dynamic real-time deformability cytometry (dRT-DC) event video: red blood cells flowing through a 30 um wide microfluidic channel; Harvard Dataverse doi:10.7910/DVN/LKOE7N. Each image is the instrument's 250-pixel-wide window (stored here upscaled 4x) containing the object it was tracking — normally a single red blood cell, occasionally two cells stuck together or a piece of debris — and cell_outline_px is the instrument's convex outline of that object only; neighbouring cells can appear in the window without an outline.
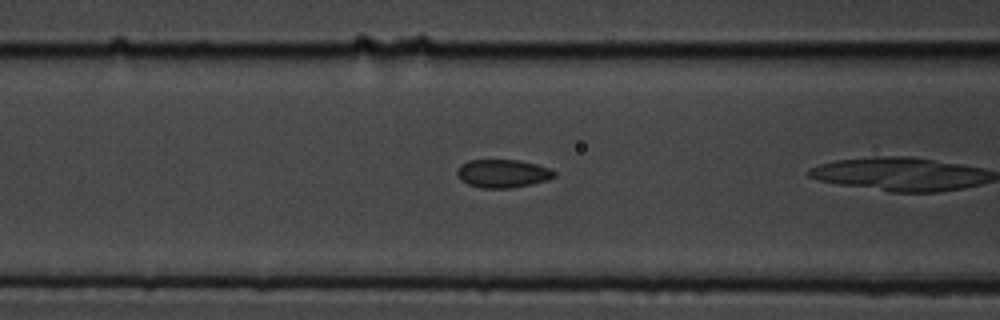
{"species": "common noctule bat (a hibernating species)", "species_latin": "Nyctalus noctula", "temperature_condition": "cold", "stored_images_in_passage": 9, "camera_frame_rate_fps": 3000, "um_per_image_px": 0.085, "animal": {"sex": "male", "body_mass_g": 19.5, "forearm_length_mm": 54.6}, "frame": {"image": 1, "passage_image": 7, "time_ms": 2.0, "image_size_px": [1000, 320], "cell_outline_px": [[556, 176], [548, 180], [512, 188], [480, 188], [468, 184], [460, 180], [456, 172], [456, 168], [468, 160], [516, 160], [536, 164], [548, 168], [556, 172]], "centroid_in_image_um": [42.71, 14.75], "position_along_channel_um": 123.9, "area_um2": 16.01}}